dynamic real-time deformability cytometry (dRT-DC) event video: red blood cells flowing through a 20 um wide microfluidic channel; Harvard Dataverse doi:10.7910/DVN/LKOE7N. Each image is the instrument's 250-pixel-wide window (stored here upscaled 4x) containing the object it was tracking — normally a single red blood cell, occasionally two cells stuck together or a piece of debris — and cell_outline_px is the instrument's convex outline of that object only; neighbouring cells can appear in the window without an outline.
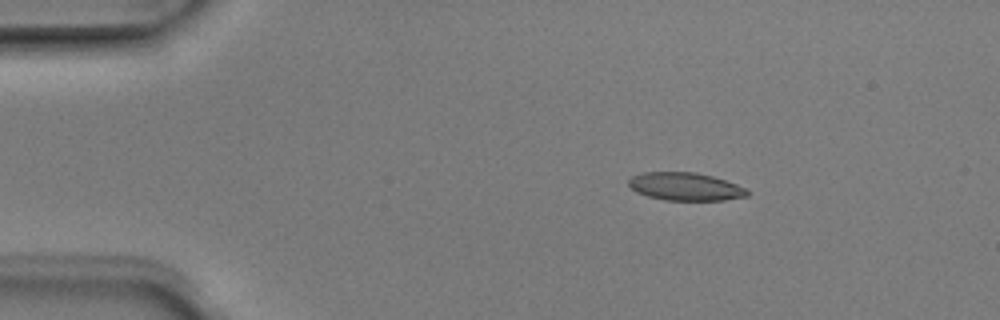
{"species": "Egyptian fruit bat (a non-hibernating species)", "species_latin": "Rousettus aegyptiacus", "temperature_condition": "room temperature", "stored_images_in_passage": 4, "camera_frame_rate_fps": 3000, "um_per_image_px": 0.085, "animal": {"sex": "male"}, "frame": {"image": 1, "passage_image": 2, "time_ms": 0.333, "image_size_px": [1000, 320], "cell_outline_px": [[748, 196], [724, 200], [664, 200], [648, 196], [636, 192], [628, 184], [628, 180], [632, 176], [640, 172], [696, 172], [712, 176], [748, 188]], "centroid_in_image_um": [58.25, 15.85], "position_along_channel_um": 26.8, "area_um2": 19.36}}
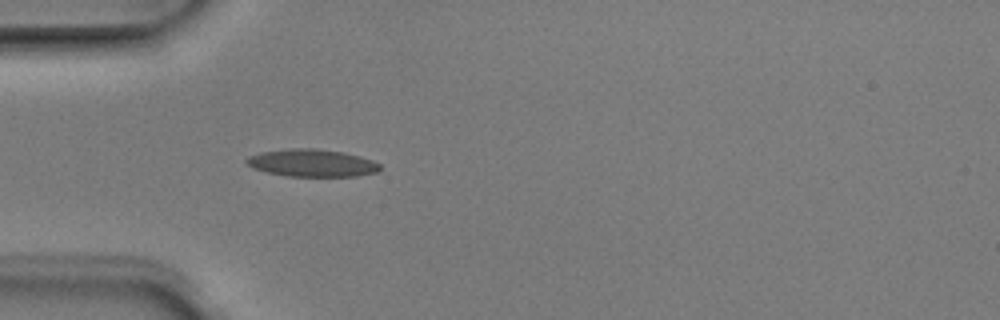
{"frame": {"image": 2, "passage_image": 4, "time_ms": 1.0, "image_size_px": [1000, 320], "cell_outline_px": [[380, 168], [376, 172], [356, 176], [288, 176], [268, 172], [252, 168], [244, 160], [248, 156], [260, 152], [292, 148], [316, 148], [344, 152], [360, 156], [372, 160], [380, 164]], "centroid_in_image_um": [26.5, 13.84], "position_along_channel_um": 58.5, "area_um2": 21.33}}